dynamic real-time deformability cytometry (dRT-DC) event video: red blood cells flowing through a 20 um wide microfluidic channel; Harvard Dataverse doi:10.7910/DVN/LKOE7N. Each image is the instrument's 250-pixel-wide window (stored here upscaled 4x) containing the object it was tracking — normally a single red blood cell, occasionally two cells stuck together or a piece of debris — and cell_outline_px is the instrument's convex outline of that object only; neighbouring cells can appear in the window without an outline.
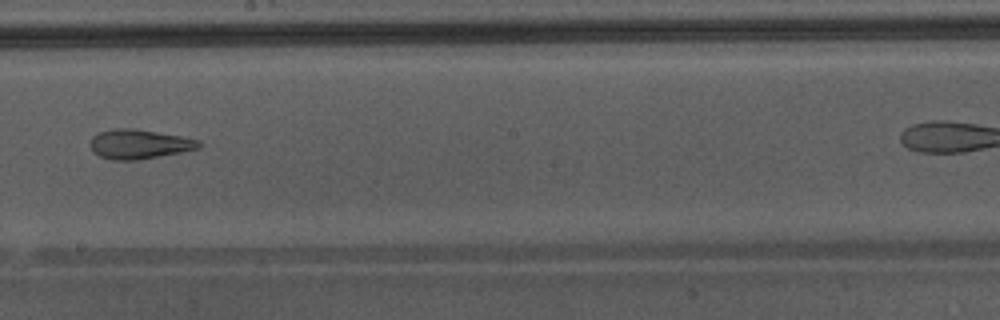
{"species": "Egyptian fruit bat (a non-hibernating species)", "species_latin": "Rousettus aegyptiacus", "temperature_condition": "warm", "stored_images_in_passage": 26, "camera_frame_rate_fps": 3000, "um_per_image_px": 0.085, "animal": {"sex": "male"}, "frame": {"image": 1, "passage_image": 12, "time_ms": 3.667, "image_size_px": [1000, 320], "cell_outline_px": [[204, 144], [200, 148], [180, 152], [136, 160], [112, 160], [100, 156], [92, 152], [88, 144], [92, 136], [100, 132], [112, 128], [136, 128], [184, 136], [200, 140]], "centroid_in_image_um": [11.83, 12.23], "position_along_channel_um": 236.4, "area_um2": 19.02}}